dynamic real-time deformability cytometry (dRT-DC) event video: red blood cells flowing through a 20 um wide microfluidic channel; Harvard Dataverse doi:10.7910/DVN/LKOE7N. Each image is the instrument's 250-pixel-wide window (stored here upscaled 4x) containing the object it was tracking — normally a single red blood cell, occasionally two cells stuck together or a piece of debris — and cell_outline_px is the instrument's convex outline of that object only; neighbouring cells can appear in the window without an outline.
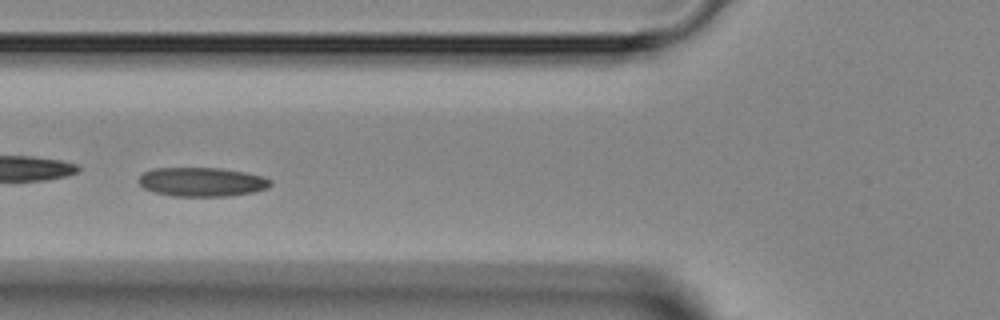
{"species": "Egyptian fruit bat (a non-hibernating species)", "species_latin": "Rousettus aegyptiacus", "temperature_condition": "room temperature", "stored_images_in_passage": 44, "camera_frame_rate_fps": 3000, "um_per_image_px": 0.085, "animal": {"sex": "female"}, "frame": {"image": 1, "passage_image": 14, "time_ms": 4.333, "image_size_px": [1000, 320], "cell_outline_px": [[272, 184], [268, 188], [256, 192], [228, 196], [172, 196], [156, 192], [144, 188], [140, 184], [140, 176], [144, 172], [152, 168], [220, 168], [244, 172], [264, 176], [272, 180]], "centroid_in_image_um": [17.22, 15.46], "position_along_channel_um": 108.6, "area_um2": 22.37}}
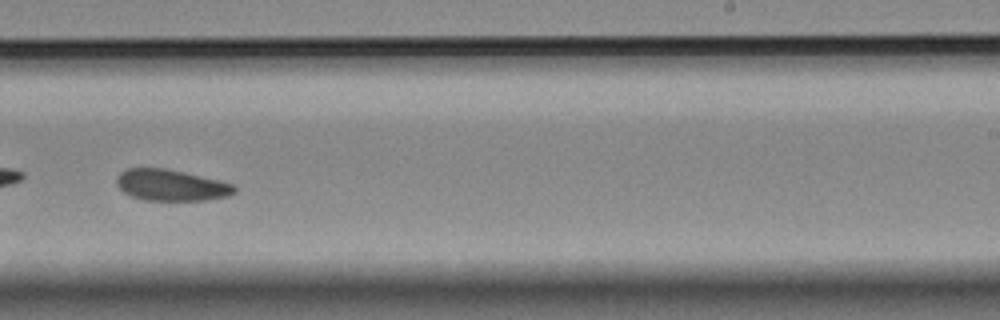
{"frame": {"image": 2, "passage_image": 26, "time_ms": 8.333, "image_size_px": [1000, 320], "cell_outline_px": [[236, 192], [228, 196], [204, 200], [144, 200], [132, 196], [124, 192], [116, 184], [116, 176], [120, 172], [128, 168], [164, 168], [184, 172], [236, 184]], "centroid_in_image_um": [14.55, 15.73], "position_along_channel_um": 274.4, "area_um2": 21.5}}
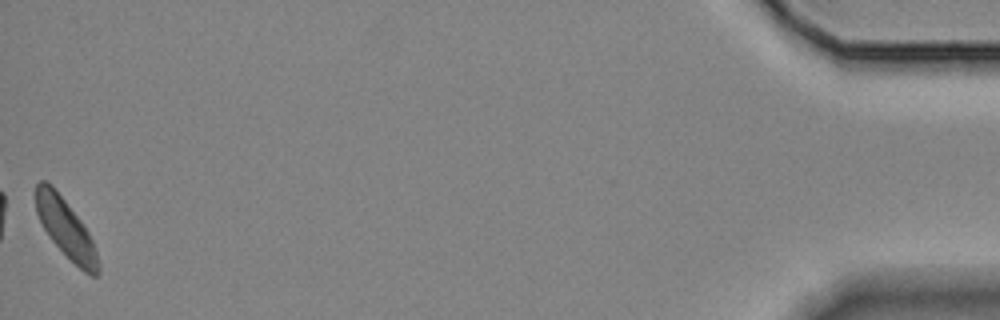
{"frame": {"image": 3, "passage_image": 44, "time_ms": 14.333, "image_size_px": [1000, 320], "cell_outline_px": [[100, 272], [96, 276], [92, 276], [84, 272], [48, 236], [36, 212], [36, 184], [40, 180], [44, 180], [52, 184], [80, 220], [88, 232], [92, 240], [100, 264]], "centroid_in_image_um": [5.6, 19.4], "position_along_channel_um": 429.6, "area_um2": 20.92}}